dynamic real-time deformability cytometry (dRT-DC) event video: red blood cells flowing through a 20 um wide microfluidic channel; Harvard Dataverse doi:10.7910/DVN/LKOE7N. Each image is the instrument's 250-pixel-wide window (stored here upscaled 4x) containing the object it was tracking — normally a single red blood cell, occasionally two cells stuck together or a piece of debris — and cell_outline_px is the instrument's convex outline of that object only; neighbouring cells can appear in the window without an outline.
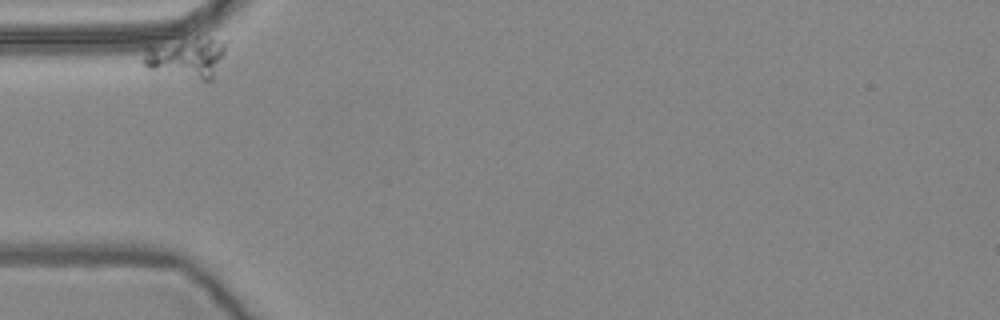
{"species": "common noctule bat (a hibernating species)", "species_latin": "Nyctalus noctula", "temperature_condition": "warm", "stored_images_in_passage": 10, "camera_frame_rate_fps": 3000, "um_per_image_px": 0.085, "animal": {"sex": "female", "body_mass_g": 24.6, "forearm_length_mm": 56.2}, "frame": {"image": 1, "passage_image": 1, "time_ms": 0.0, "image_size_px": [1000, 320], "cell_outline_px": [[232, 36], [212, 80], [204, 80], [148, 68], [144, 64], [144, 44], [200, 28], [228, 32]], "centroid_in_image_um": [16.03, 4.53], "position_along_channel_um": 69.0, "area_um2": 23.24}}
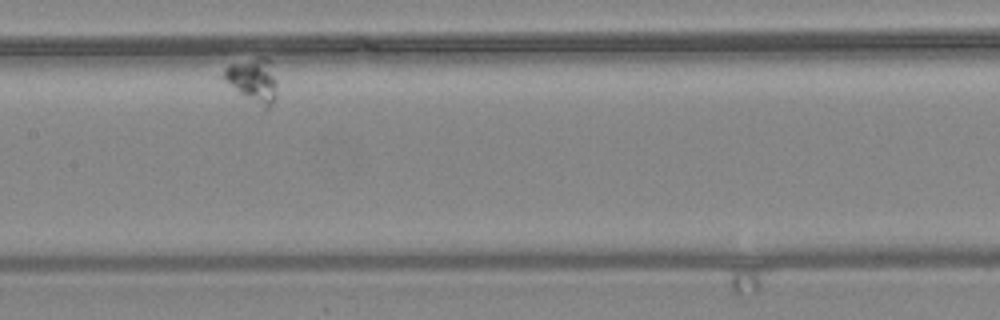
{"frame": {"image": 2, "passage_image": 6, "time_ms": 1.667, "image_size_px": [1000, 320], "cell_outline_px": [[276, 96], [272, 104], [264, 112], [216, 76], [228, 64], [256, 56], [268, 56], [276, 80]], "centroid_in_image_um": [21.43, 6.83], "position_along_channel_um": 186.0, "area_um2": 14.74}}
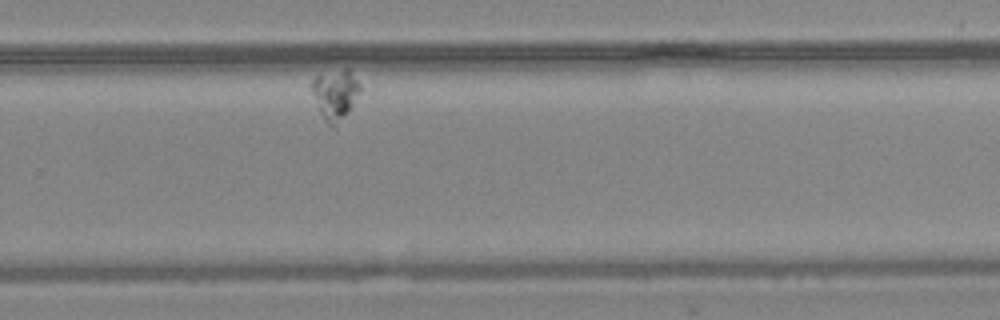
{"frame": {"image": 3, "passage_image": 10, "time_ms": 3.0, "image_size_px": [1000, 320], "cell_outline_px": [[360, 92], [348, 112], [336, 128], [332, 128], [324, 120], [320, 112], [312, 92], [312, 80], [316, 76], [348, 68], [360, 84]], "centroid_in_image_um": [28.51, 8.06], "position_along_channel_um": 301.3, "area_um2": 13.87}}